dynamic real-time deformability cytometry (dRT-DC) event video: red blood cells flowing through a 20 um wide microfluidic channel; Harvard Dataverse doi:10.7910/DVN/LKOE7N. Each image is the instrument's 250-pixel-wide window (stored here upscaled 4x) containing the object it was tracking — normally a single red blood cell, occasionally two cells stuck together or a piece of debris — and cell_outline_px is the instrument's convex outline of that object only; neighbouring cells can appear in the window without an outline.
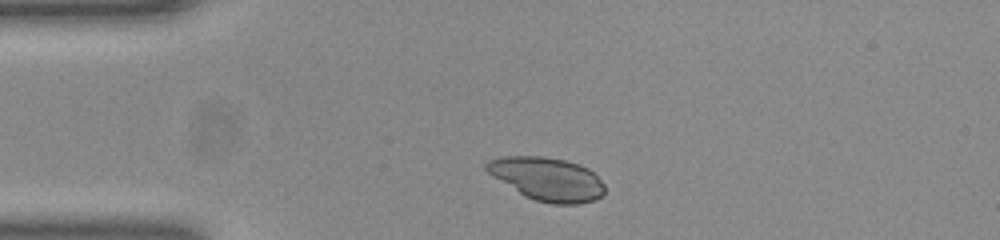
{"species": "common noctule bat (a hibernating species)", "species_latin": "Nyctalus noctula", "temperature_condition": "room temperature", "stored_images_in_passage": 14, "camera_frame_rate_fps": 3000, "um_per_image_px": 0.085, "animal": {"sex": "female", "body_mass_g": 23.0, "forearm_length_mm": 53.4}, "frame": {"image": 1, "passage_image": 1, "time_ms": 0.0, "image_size_px": [1000, 240], "cell_outline_px": [[604, 192], [596, 200], [576, 204], [552, 204], [536, 200], [524, 196], [488, 172], [484, 168], [484, 164], [488, 160], [504, 156], [540, 156], [564, 160], [588, 168], [604, 184]], "centroid_in_image_um": [46.5, 15.21], "position_along_channel_um": 38.5, "area_um2": 29.48}}
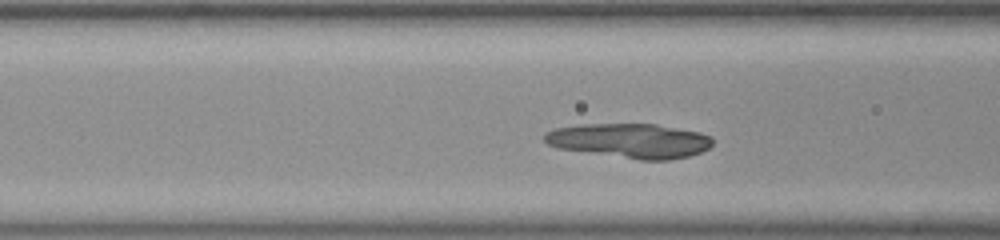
{"frame": {"image": 2, "passage_image": 9, "time_ms": 2.667, "image_size_px": [1000, 240], "cell_outline_px": [[712, 144], [708, 148], [700, 152], [688, 156], [668, 160], [640, 160], [556, 148], [548, 144], [544, 140], [544, 132], [556, 128], [580, 124], [656, 124], [700, 132], [712, 136]], "centroid_in_image_um": [53.53, 11.96], "position_along_channel_um": 113.1, "area_um2": 33.93}}
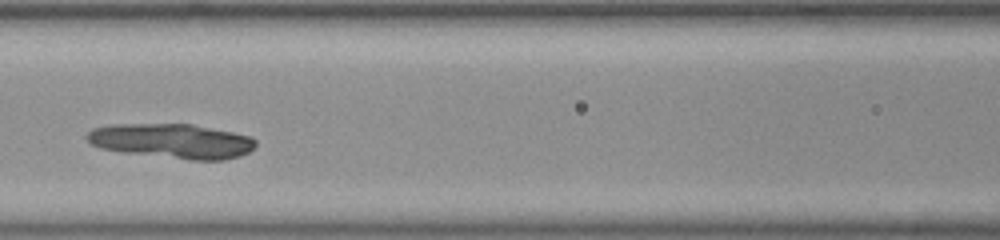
{"frame": {"image": 3, "passage_image": 12, "time_ms": 3.667, "image_size_px": [1000, 240], "cell_outline_px": [[256, 144], [248, 152], [240, 156], [224, 160], [192, 160], [124, 152], [100, 148], [92, 144], [84, 136], [92, 128], [112, 124], [192, 124], [252, 136], [256, 140]], "centroid_in_image_um": [14.62, 11.98], "position_along_channel_um": 152.0, "area_um2": 34.04}}